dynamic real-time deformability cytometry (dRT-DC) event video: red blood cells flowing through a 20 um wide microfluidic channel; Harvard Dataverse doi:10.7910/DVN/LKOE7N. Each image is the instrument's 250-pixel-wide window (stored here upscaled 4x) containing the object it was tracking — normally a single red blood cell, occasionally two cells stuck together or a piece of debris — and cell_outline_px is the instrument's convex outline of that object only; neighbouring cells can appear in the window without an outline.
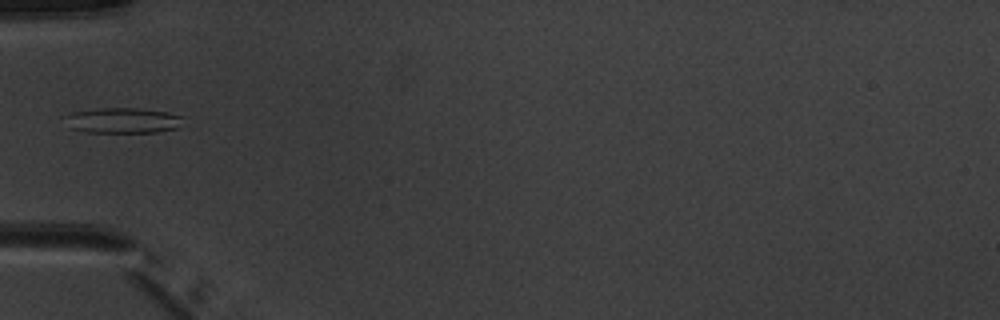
{"species": "common noctule bat (a hibernating species)", "species_latin": "Nyctalus noctula", "temperature_condition": "warm", "stored_images_in_passage": 5, "camera_frame_rate_fps": 3000, "um_per_image_px": 0.085, "animal": {"sex": "male", "body_mass_g": 20.1, "forearm_length_mm": 53.5}, "frame": {"image": 1, "passage_image": 5, "time_ms": 5.667, "image_size_px": [1000, 320], "cell_outline_px": [[184, 116], [176, 128], [156, 132], [88, 132], [72, 128], [68, 116], [72, 112], [100, 108], [140, 108], [168, 112]], "centroid_in_image_um": [10.52, 10.23], "position_along_channel_um": 74.5, "area_um2": 17.05}}